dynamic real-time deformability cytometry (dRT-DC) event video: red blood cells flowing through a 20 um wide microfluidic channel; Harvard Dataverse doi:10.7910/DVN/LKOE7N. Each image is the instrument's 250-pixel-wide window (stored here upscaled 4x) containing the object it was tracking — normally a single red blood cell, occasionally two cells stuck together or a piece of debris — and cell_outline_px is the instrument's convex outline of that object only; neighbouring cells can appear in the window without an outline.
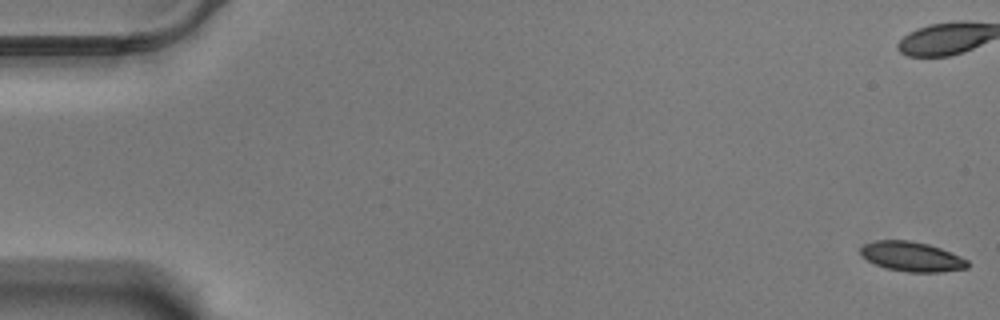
{"species": "Egyptian fruit bat (a non-hibernating species)", "species_latin": "Rousettus aegyptiacus", "temperature_condition": "warm", "stored_images_in_passage": 17, "camera_frame_rate_fps": 3000, "um_per_image_px": 0.085, "animal": {"sex": "male"}, "frame": {"image": 1, "passage_image": 1, "time_ms": 0.0, "image_size_px": [1000, 320], "cell_outline_px": [[968, 268], [940, 272], [908, 272], [884, 268], [868, 260], [860, 252], [860, 248], [864, 244], [876, 240], [908, 240], [928, 244], [940, 248], [960, 256], [968, 260]], "centroid_in_image_um": [77.51, 21.81], "position_along_channel_um": 7.5, "area_um2": 18.44}}